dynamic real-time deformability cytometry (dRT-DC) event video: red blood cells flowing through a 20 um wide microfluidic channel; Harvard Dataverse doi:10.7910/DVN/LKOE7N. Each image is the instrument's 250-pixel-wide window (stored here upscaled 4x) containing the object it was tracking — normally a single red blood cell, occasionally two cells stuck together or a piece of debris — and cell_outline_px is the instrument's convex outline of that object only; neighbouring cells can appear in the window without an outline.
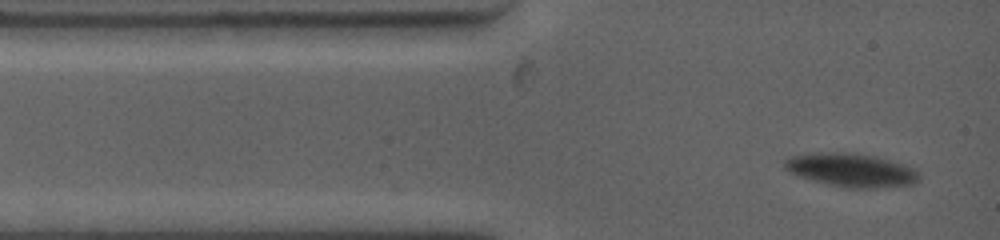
{"species": "common noctule bat (a hibernating species)", "species_latin": "Nyctalus noctula", "temperature_condition": "warm", "stored_images_in_passage": 16, "camera_frame_rate_fps": 4500, "um_per_image_px": 0.085, "animal": {"sex": "female", "body_mass_g": 19.0, "forearm_length_mm": 53.3}, "frame": {"image": 1, "passage_image": 1, "time_ms": 0.0, "image_size_px": [1000, 240], "cell_outline_px": [[920, 180], [916, 184], [876, 188], [848, 188], [828, 184], [800, 176], [784, 168], [784, 160], [792, 156], [816, 152], [844, 152], [872, 156], [904, 164], [916, 168], [920, 172]], "centroid_in_image_um": [72.42, 14.46], "position_along_channel_um": 12.6, "area_um2": 26.18}}
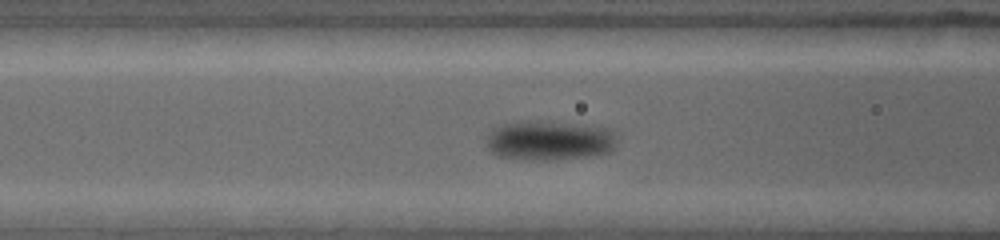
{"frame": {"image": 2, "passage_image": 10, "time_ms": 4.0, "image_size_px": [1000, 240], "cell_outline_px": [[616, 144], [608, 152], [584, 156], [540, 160], [496, 156], [488, 148], [484, 136], [492, 128], [500, 124], [520, 120], [536, 120], [608, 128], [616, 136]], "centroid_in_image_um": [46.58, 11.91], "position_along_channel_um": 120.0, "area_um2": 30.06}}
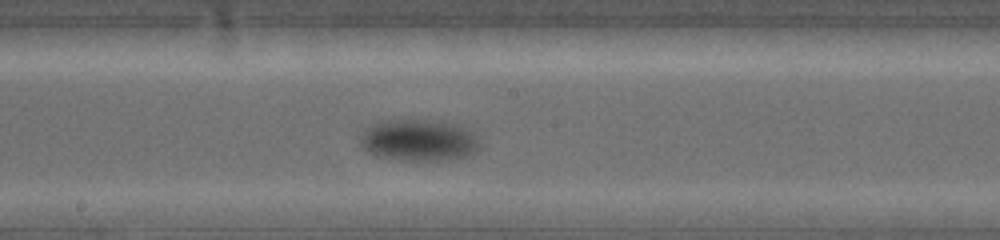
{"frame": {"image": 3, "passage_image": 16, "time_ms": 6.667, "image_size_px": [1000, 240], "cell_outline_px": [[480, 148], [476, 152], [464, 156], [440, 160], [396, 160], [380, 156], [364, 148], [360, 144], [360, 136], [364, 128], [368, 124], [384, 120], [444, 120], [456, 124], [472, 132], [480, 140]], "centroid_in_image_um": [35.59, 11.89], "position_along_channel_um": 212.6, "area_um2": 29.19}}